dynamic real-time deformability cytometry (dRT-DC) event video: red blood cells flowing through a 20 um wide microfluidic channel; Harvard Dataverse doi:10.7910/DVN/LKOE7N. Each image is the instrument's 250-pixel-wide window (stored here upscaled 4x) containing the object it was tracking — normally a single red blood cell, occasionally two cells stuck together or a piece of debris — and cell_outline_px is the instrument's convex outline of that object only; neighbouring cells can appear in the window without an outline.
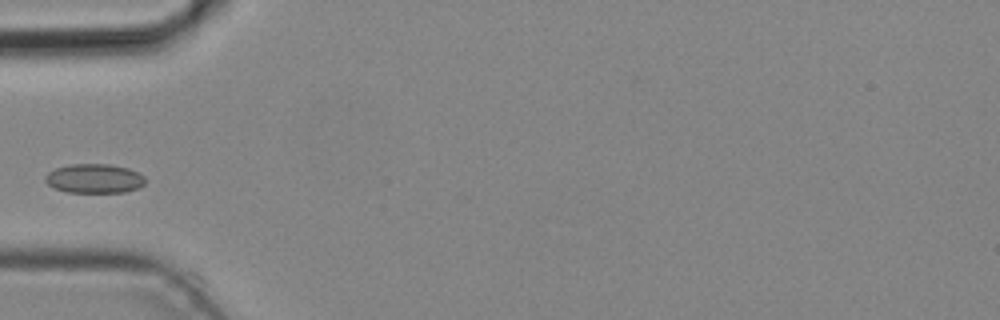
{"species": "common noctule bat (a hibernating species)", "species_latin": "Nyctalus noctula", "temperature_condition": "cold", "stored_images_in_passage": 3, "camera_frame_rate_fps": 3000, "um_per_image_px": 0.085, "animal": {"sex": "male", "body_mass_g": 19.2, "forearm_length_mm": 51.8}, "frame": {"image": 1, "passage_image": 3, "time_ms": 0.667, "image_size_px": [1000, 320], "cell_outline_px": [[148, 180], [140, 188], [124, 192], [68, 192], [52, 188], [44, 180], [44, 176], [48, 172], [56, 168], [72, 164], [108, 164], [128, 168], [144, 176]], "centroid_in_image_um": [8.02, 15.18], "position_along_channel_um": 77.0, "area_um2": 17.17}}